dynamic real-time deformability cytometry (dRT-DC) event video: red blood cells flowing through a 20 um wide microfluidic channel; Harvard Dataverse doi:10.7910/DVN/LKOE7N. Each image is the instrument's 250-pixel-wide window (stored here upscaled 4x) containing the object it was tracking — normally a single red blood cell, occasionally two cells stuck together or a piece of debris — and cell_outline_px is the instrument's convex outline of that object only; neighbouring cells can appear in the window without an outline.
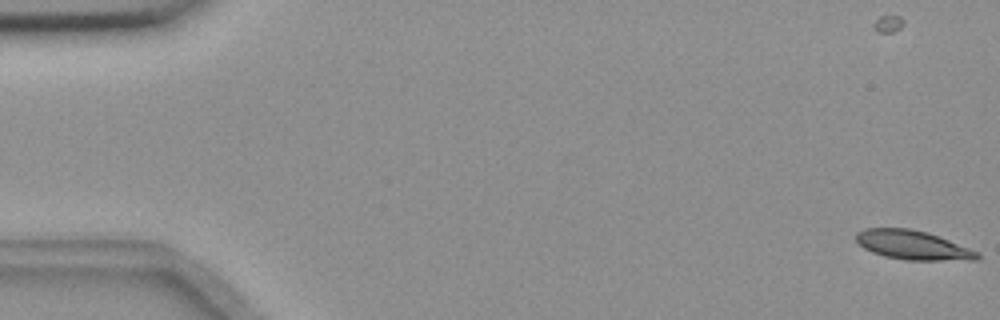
{"species": "common noctule bat (a hibernating species)", "species_latin": "Nyctalus noctula", "temperature_condition": "room temperature", "stored_images_in_passage": 5, "camera_frame_rate_fps": 3000, "um_per_image_px": 0.085, "animal": {"sex": "female", "body_mass_g": 18.4}, "frame": {"image": 1, "passage_image": 1, "time_ms": 0.0, "image_size_px": [1000, 320], "cell_outline_px": [[980, 256], [976, 260], [904, 260], [884, 256], [872, 252], [864, 248], [856, 240], [856, 232], [864, 228], [908, 228], [928, 232], [940, 236], [980, 252]], "centroid_in_image_um": [77.6, 20.83], "position_along_channel_um": 7.4, "area_um2": 20.75}}